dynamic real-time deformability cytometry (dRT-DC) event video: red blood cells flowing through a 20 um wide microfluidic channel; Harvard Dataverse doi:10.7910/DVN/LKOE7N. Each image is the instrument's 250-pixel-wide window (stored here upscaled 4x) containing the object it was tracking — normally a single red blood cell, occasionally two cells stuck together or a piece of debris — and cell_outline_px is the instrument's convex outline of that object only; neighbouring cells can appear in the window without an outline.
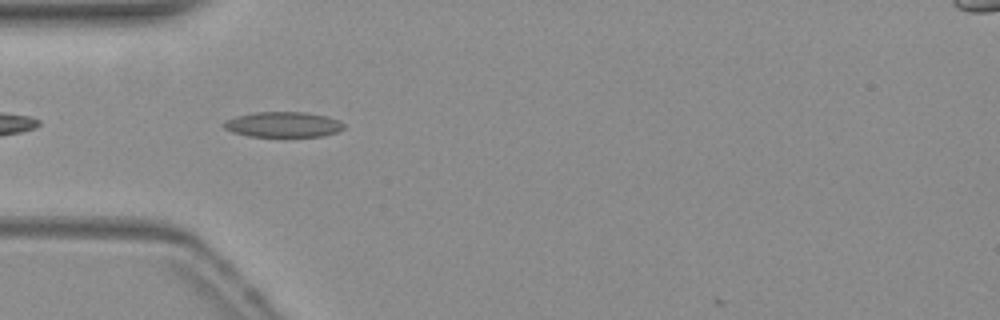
{"species": "common noctule bat (a hibernating species)", "species_latin": "Nyctalus noctula", "temperature_condition": "warm", "stored_images_in_passage": 36, "camera_frame_rate_fps": 3000, "um_per_image_px": 0.085, "animal": {"sex": "female", "body_mass_g": 19.3, "forearm_length_mm": 54.1}, "frame": {"image": 1, "passage_image": 1, "time_ms": 0.0, "image_size_px": [1000, 320], "cell_outline_px": [[344, 128], [336, 132], [320, 136], [248, 136], [232, 132], [224, 128], [224, 120], [236, 116], [252, 112], [308, 112], [324, 116], [336, 120], [344, 124]], "centroid_in_image_um": [24.01, 10.57], "position_along_channel_um": 61.0, "area_um2": 17.57}}
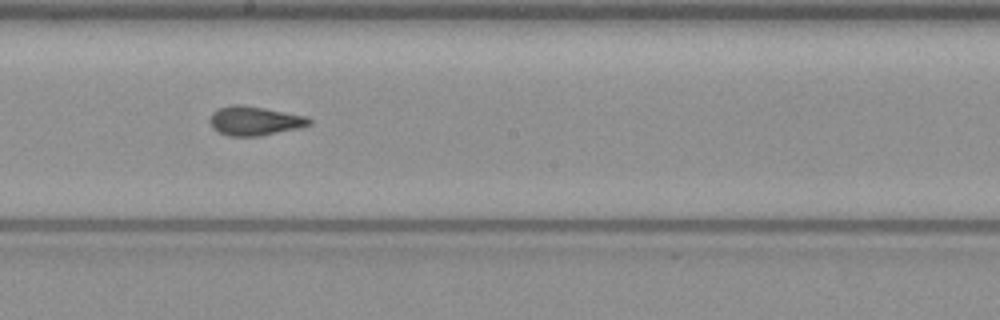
{"frame": {"image": 2, "passage_image": 14, "time_ms": 4.333, "image_size_px": [1000, 320], "cell_outline_px": [[312, 120], [308, 124], [296, 128], [256, 136], [228, 136], [212, 128], [208, 120], [212, 112], [220, 108], [232, 104], [240, 104], [264, 108], [304, 116]], "centroid_in_image_um": [21.54, 10.26], "position_along_channel_um": 226.7, "area_um2": 16.47}}
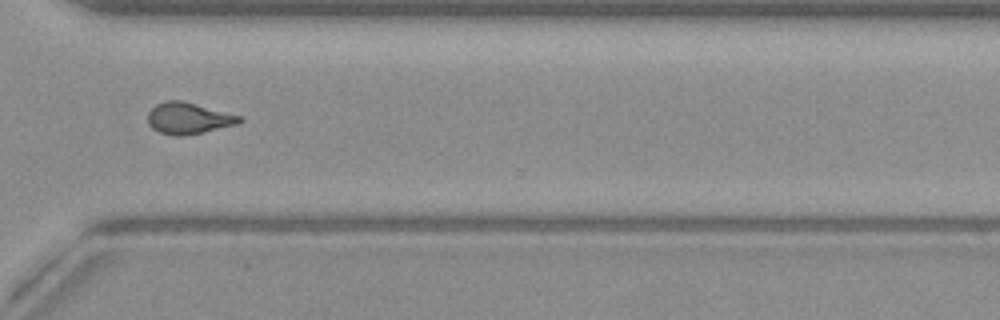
{"frame": {"image": 3, "passage_image": 24, "time_ms": 7.667, "image_size_px": [1000, 320], "cell_outline_px": [[244, 120], [236, 124], [204, 132], [184, 136], [172, 136], [160, 132], [152, 128], [148, 124], [148, 112], [156, 104], [168, 100], [184, 100], [240, 116]], "centroid_in_image_um": [15.99, 10.05], "position_along_channel_um": 354.6, "area_um2": 16.82}, "authors_computed_cell_mechanics": {"area_um2": 16.473, "velocity_mm_per_s": 3.8476, "shape_relaxation_time_tau1_ms": 7.3862, "shape_relaxation_time_tau2_ms": 1.4983, "deformation_change_tau1": 0.2045, "deformation_change_tau2": 0.0954}}